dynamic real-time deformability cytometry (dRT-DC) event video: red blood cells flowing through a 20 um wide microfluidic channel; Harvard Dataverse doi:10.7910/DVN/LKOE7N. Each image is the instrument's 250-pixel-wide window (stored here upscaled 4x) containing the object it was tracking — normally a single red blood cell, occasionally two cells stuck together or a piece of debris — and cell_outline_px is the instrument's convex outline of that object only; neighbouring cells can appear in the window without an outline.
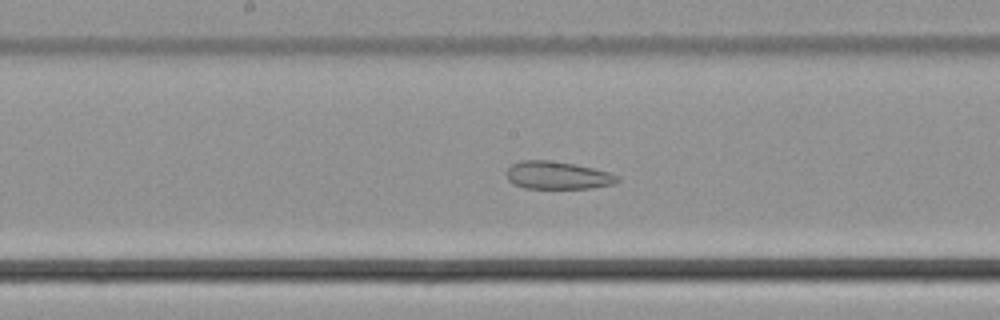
{"species": "common noctule bat (a hibernating species)", "species_latin": "Nyctalus noctula", "temperature_condition": "cold", "stored_images_in_passage": 52, "camera_frame_rate_fps": 3000, "um_per_image_px": 0.085, "animal": {"sex": "male", "body_mass_g": 21.5, "forearm_length_mm": 52.0}, "frame": {"image": 1, "passage_image": 27, "time_ms": 8.667, "image_size_px": [1000, 320], "cell_outline_px": [[620, 180], [612, 184], [592, 188], [524, 188], [512, 184], [508, 180], [508, 168], [512, 164], [520, 160], [548, 160], [576, 164], [608, 172], [620, 176]], "centroid_in_image_um": [47.39, 14.9], "position_along_channel_um": 200.8, "area_um2": 17.92}}
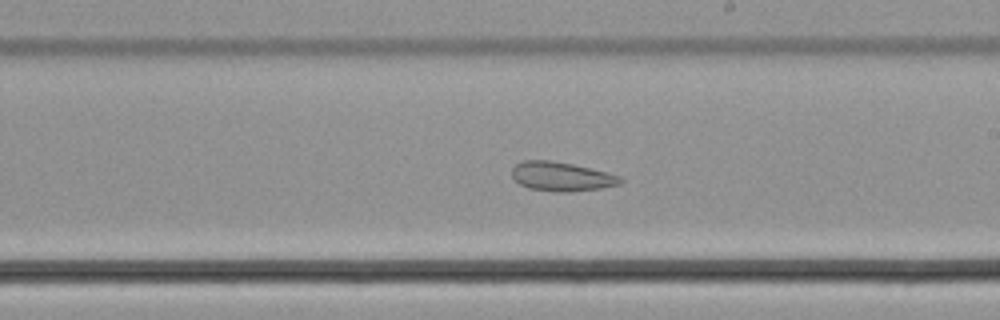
{"frame": {"image": 2, "passage_image": 30, "time_ms": 9.667, "image_size_px": [1000, 320], "cell_outline_px": [[624, 180], [620, 184], [600, 188], [568, 192], [556, 192], [528, 188], [520, 184], [512, 176], [512, 168], [516, 164], [524, 160], [552, 160], [572, 164], [620, 176]], "centroid_in_image_um": [47.7, 15.0], "position_along_channel_um": 241.3, "area_um2": 18.26}}
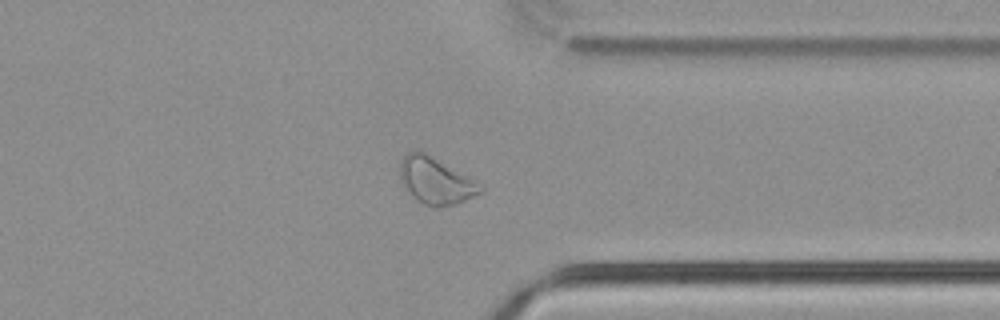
{"frame": {"image": 3, "passage_image": 40, "time_ms": 13.0, "image_size_px": [1000, 320], "cell_outline_px": [[484, 192], [456, 204], [436, 208], [432, 208], [416, 200], [408, 192], [400, 180], [400, 160], [408, 152], [420, 148], [484, 184]], "centroid_in_image_um": [37.07, 15.34], "position_along_channel_um": 374.3, "area_um2": 22.72}}